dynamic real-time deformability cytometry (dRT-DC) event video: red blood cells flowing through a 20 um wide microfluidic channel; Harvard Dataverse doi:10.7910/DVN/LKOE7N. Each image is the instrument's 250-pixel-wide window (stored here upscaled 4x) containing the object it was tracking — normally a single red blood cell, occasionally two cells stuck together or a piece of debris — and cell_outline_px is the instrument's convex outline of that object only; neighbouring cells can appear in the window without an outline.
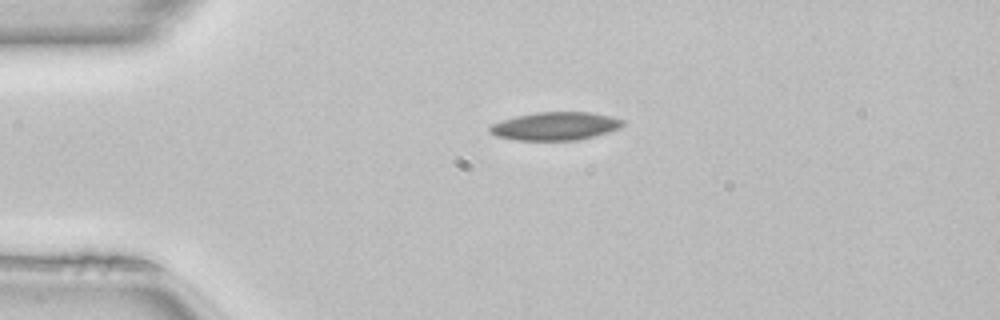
{"species": "common noctule bat (a hibernating species)", "species_latin": "Nyctalus noctula", "temperature_condition": "room temperature", "stored_images_in_passage": 40, "camera_frame_rate_fps": 3000, "um_per_image_px": 0.085, "animal": {"sex": "female", "body_mass_g": 22.7, "forearm_length_mm": 54.2}, "frame": {"image": 1, "passage_image": 1, "time_ms": 0.0, "image_size_px": [1000, 320], "cell_outline_px": [[624, 124], [620, 128], [608, 132], [580, 140], [516, 140], [496, 136], [488, 132], [488, 128], [492, 124], [516, 116], [536, 112], [588, 112], [612, 116], [624, 120]], "centroid_in_image_um": [47.21, 10.72], "position_along_channel_um": 37.8, "area_um2": 21.85}}
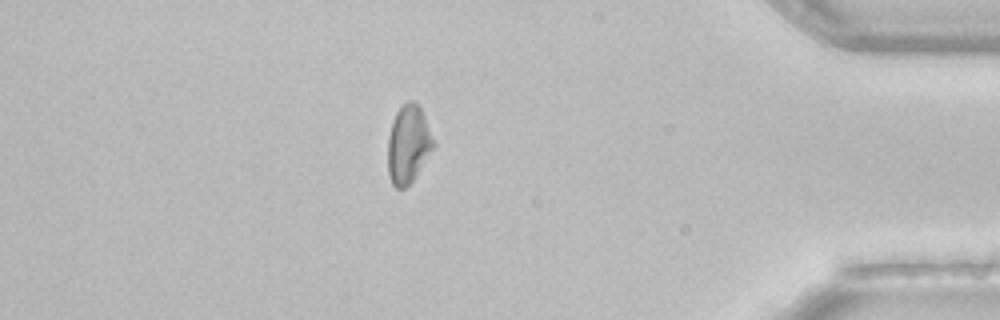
{"frame": {"image": 2, "passage_image": 33, "time_ms": 10.667, "image_size_px": [1000, 320], "cell_outline_px": [[436, 144], [412, 180], [404, 188], [396, 188], [392, 184], [388, 172], [388, 136], [396, 112], [408, 100], [412, 100], [420, 108], [424, 116]], "centroid_in_image_um": [34.7, 12.26], "position_along_channel_um": 400.5, "area_um2": 20.35}}
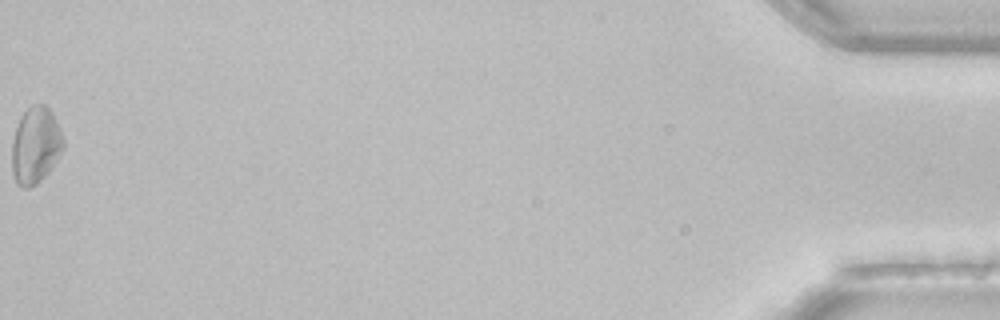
{"frame": {"image": 3, "passage_image": 40, "time_ms": 13.0, "image_size_px": [1000, 320], "cell_outline_px": [[64, 148], [48, 172], [36, 184], [28, 188], [24, 188], [16, 184], [12, 172], [12, 140], [20, 116], [32, 104], [44, 104], [52, 112], [64, 140]], "centroid_in_image_um": [3.0, 12.36], "position_along_channel_um": 432.2, "area_um2": 22.89}, "authors_computed_cell_mechanics": {"area_um2": 21.7328, "velocity_mm_per_s": 4.0991, "shape_relaxation_time_tau1_ms": 5.2033, "shape_relaxation_time_tau2_ms": null, "deformation_change_tau1": 0.0945, "deformation_change_tau2": null}}